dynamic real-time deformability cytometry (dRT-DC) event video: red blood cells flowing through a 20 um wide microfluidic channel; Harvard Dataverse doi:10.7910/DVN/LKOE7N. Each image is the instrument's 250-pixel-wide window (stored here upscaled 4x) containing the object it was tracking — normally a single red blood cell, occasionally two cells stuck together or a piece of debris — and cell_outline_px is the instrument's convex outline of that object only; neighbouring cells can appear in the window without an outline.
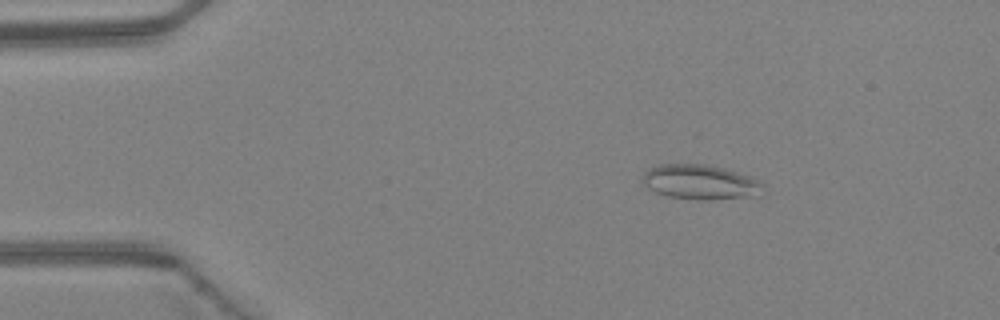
{"species": "Egyptian fruit bat (a non-hibernating species)", "species_latin": "Rousettus aegyptiacus", "temperature_condition": "warm", "stored_images_in_passage": 4, "camera_frame_rate_fps": 3000, "um_per_image_px": 0.085, "animal": {"sex": "female"}, "frame": {"image": 1, "passage_image": 3, "time_ms": 0.667, "image_size_px": [1000, 320], "cell_outline_px": [[764, 184], [752, 196], [712, 200], [700, 200], [668, 196], [656, 192], [648, 188], [644, 184], [644, 172], [648, 168], [656, 164], [704, 164], [724, 168], [748, 176]], "centroid_in_image_um": [59.44, 15.47], "position_along_channel_um": 25.6, "area_um2": 23.99}}